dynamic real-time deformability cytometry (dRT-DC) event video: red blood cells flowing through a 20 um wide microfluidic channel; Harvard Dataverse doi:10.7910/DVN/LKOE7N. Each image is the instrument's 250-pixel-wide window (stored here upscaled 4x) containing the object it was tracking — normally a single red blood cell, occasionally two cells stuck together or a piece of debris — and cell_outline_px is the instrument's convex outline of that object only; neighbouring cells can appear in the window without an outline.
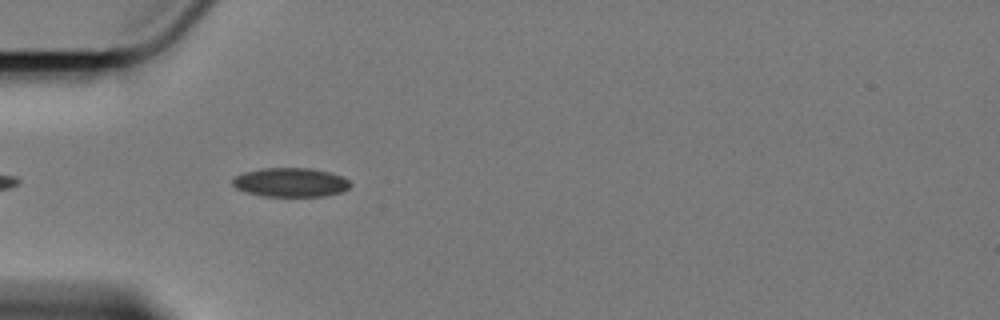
{"species": "Egyptian fruit bat (a non-hibernating species)", "species_latin": "Rousettus aegyptiacus", "temperature_condition": "cold", "stored_images_in_passage": 35, "camera_frame_rate_fps": 3000, "um_per_image_px": 0.085, "animal": {"sex": "female"}, "frame": {"image": 1, "passage_image": 1, "time_ms": 0.0, "image_size_px": [1000, 320], "cell_outline_px": [[352, 184], [348, 188], [340, 192], [324, 196], [260, 196], [244, 192], [236, 188], [232, 184], [232, 180], [236, 176], [244, 172], [260, 168], [312, 168], [344, 176]], "centroid_in_image_um": [24.68, 15.5], "position_along_channel_um": 60.3, "area_um2": 20.06}}
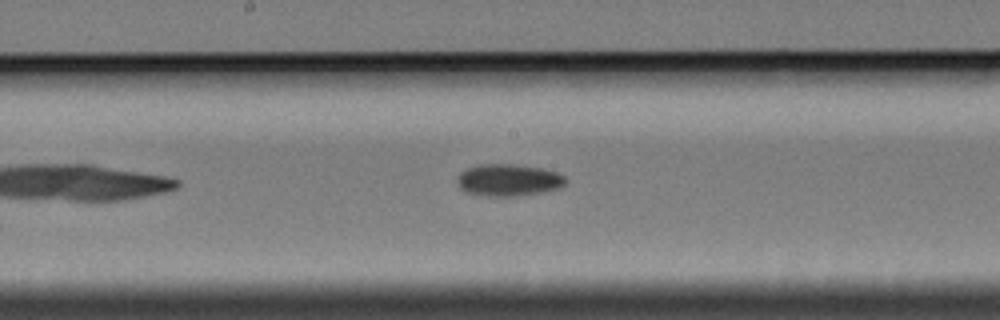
{"frame": {"image": 2, "passage_image": 14, "time_ms": 4.333, "image_size_px": [1000, 320], "cell_outline_px": [[568, 180], [560, 188], [540, 192], [512, 196], [488, 196], [464, 192], [456, 184], [456, 176], [460, 172], [476, 164], [516, 164], [544, 168], [556, 172], [564, 176]], "centroid_in_image_um": [43.18, 15.29], "position_along_channel_um": 205.0, "area_um2": 20.46}}
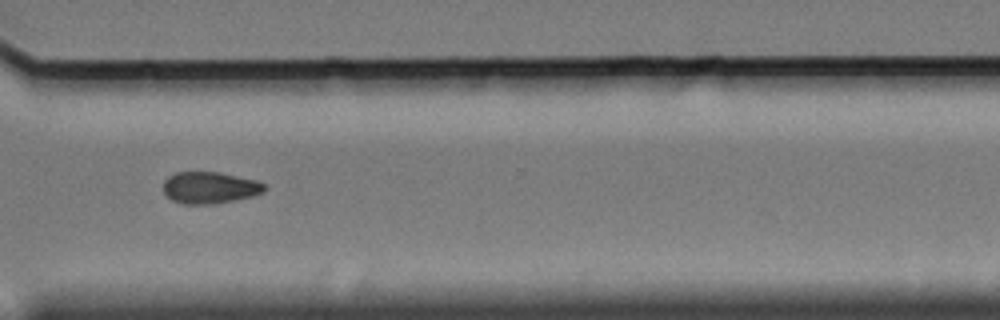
{"frame": {"image": 3, "passage_image": 27, "time_ms": 8.667, "image_size_px": [1000, 320], "cell_outline_px": [[268, 188], [264, 192], [256, 196], [216, 204], [184, 204], [172, 200], [164, 192], [164, 180], [168, 176], [176, 172], [220, 172], [256, 180], [264, 184]], "centroid_in_image_um": [17.87, 15.96], "position_along_channel_um": 352.7, "area_um2": 18.96}, "authors_computed_cell_mechanics": {"area_um2": 19.363, "velocity_mm_per_s": 3.4167, "shape_relaxation_time_tau1_ms": 6.0191, "shape_relaxation_time_tau2_ms": null, "deformation_change_tau1": 0.0986, "deformation_change_tau2": null}}